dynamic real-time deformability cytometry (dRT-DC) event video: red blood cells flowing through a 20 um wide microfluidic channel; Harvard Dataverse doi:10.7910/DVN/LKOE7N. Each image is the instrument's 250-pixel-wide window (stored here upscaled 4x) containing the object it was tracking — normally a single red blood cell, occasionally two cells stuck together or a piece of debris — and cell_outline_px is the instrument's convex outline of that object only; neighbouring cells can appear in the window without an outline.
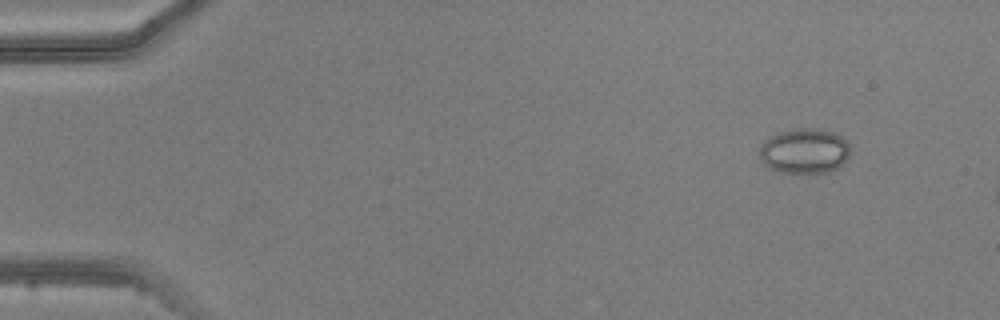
{"species": "common noctule bat (a hibernating species)", "species_latin": "Nyctalus noctula", "temperature_condition": "warm", "stored_images_in_passage": 3, "camera_frame_rate_fps": 3000, "um_per_image_px": 0.085, "animal": {"sex": "male", "body_mass_g": 20.5, "forearm_length_mm": 52.5}, "frame": {"image": 1, "passage_image": 1, "time_ms": 0.0, "image_size_px": [1000, 320], "cell_outline_px": [[848, 156], [836, 168], [828, 172], [780, 172], [768, 168], [760, 160], [760, 144], [768, 136], [792, 128], [812, 128], [832, 132], [840, 136], [848, 144]], "centroid_in_image_um": [68.3, 12.82], "position_along_channel_um": 16.7, "area_um2": 23.64}}